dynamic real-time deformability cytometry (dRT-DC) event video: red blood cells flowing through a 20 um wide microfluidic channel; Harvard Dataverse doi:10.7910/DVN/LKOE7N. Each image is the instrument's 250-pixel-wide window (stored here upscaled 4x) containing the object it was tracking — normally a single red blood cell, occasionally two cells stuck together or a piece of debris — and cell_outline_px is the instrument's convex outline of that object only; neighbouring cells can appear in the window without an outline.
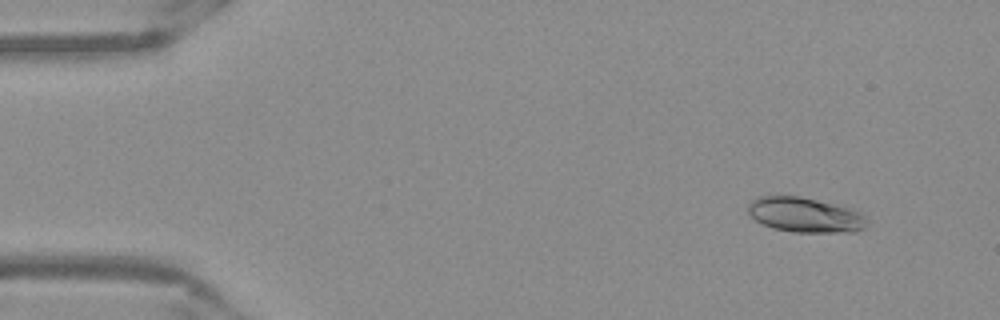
{"species": "Egyptian fruit bat (a non-hibernating species)", "species_latin": "Rousettus aegyptiacus", "temperature_condition": "warm", "stored_images_in_passage": 52, "camera_frame_rate_fps": 3000, "um_per_image_px": 0.085, "frame": {"image": 1, "passage_image": 5, "time_ms": 1.333, "image_size_px": [1000, 320], "cell_outline_px": [[868, 224], [864, 228], [856, 232], [792, 232], [772, 228], [756, 220], [748, 212], [748, 204], [756, 196], [800, 196], [848, 208], [860, 212], [868, 220]], "centroid_in_image_um": [68.43, 18.27], "position_along_channel_um": 16.6, "area_um2": 24.1}}
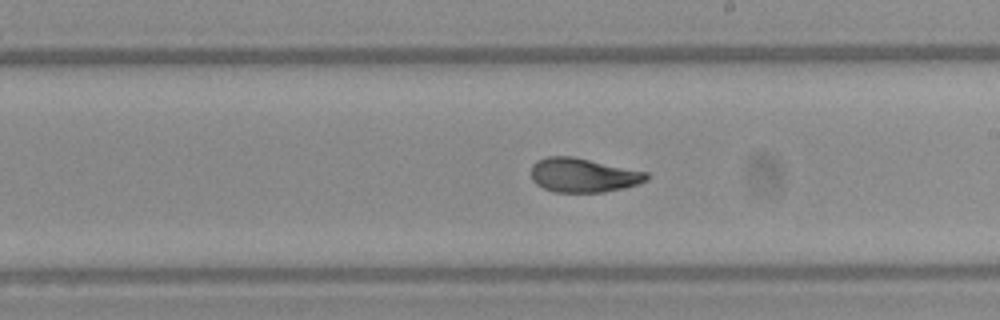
{"frame": {"image": 2, "passage_image": 30, "time_ms": 9.667, "image_size_px": [1000, 320], "cell_outline_px": [[648, 180], [624, 188], [604, 192], [556, 192], [544, 188], [536, 184], [532, 180], [532, 164], [536, 160], [548, 156], [572, 156], [648, 172]], "centroid_in_image_um": [49.56, 14.88], "position_along_channel_um": 239.4, "area_um2": 22.95}}
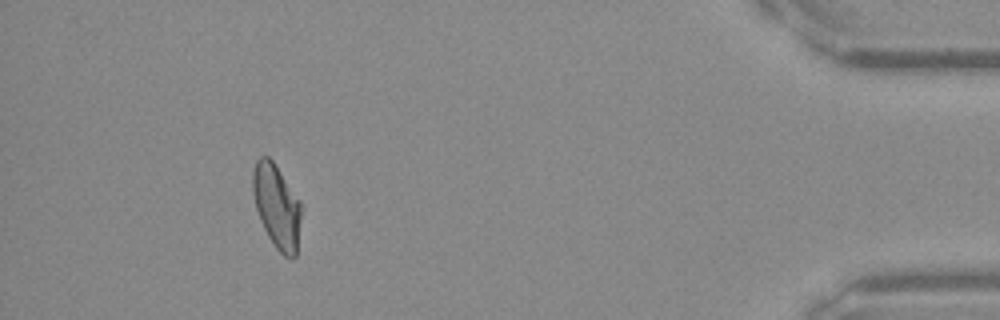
{"frame": {"image": 3, "passage_image": 48, "time_ms": 15.667, "image_size_px": [1000, 320], "cell_outline_px": [[304, 208], [296, 256], [292, 260], [284, 256], [276, 248], [268, 236], [260, 220], [256, 208], [252, 192], [252, 172], [256, 160], [260, 156], [268, 156], [272, 160], [300, 200]], "centroid_in_image_um": [23.56, 17.56], "position_along_channel_um": 411.6, "area_um2": 24.22}, "authors_computed_cell_mechanics": {"area_um2": 23.5824, "velocity_mm_per_s": 3.8845, "shape_relaxation_time_tau1_ms": 7.2903, "shape_relaxation_time_tau2_ms": 1.2169, "deformation_change_tau1": 0.1961, "deformation_change_tau2": 0.064}}